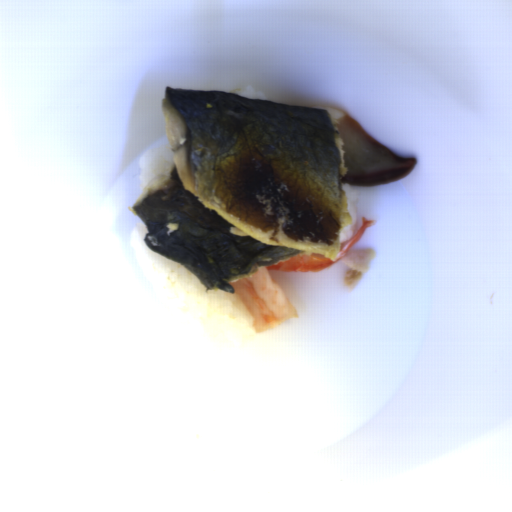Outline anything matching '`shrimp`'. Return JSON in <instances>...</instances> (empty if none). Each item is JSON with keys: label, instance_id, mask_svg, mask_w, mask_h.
Returning <instances> with one entry per match:
<instances>
[{"label": "shrimp", "instance_id": "obj_1", "mask_svg": "<svg viewBox=\"0 0 512 512\" xmlns=\"http://www.w3.org/2000/svg\"><path fill=\"white\" fill-rule=\"evenodd\" d=\"M362 225L348 241L339 244L335 260L322 255L305 253L263 266L252 276L232 283L236 296L252 318L253 331L272 329L292 318H299L298 310L272 277V272H314L329 268L344 257L362 239L367 227L376 225L375 220L361 217Z\"/></svg>", "mask_w": 512, "mask_h": 512}]
</instances>
